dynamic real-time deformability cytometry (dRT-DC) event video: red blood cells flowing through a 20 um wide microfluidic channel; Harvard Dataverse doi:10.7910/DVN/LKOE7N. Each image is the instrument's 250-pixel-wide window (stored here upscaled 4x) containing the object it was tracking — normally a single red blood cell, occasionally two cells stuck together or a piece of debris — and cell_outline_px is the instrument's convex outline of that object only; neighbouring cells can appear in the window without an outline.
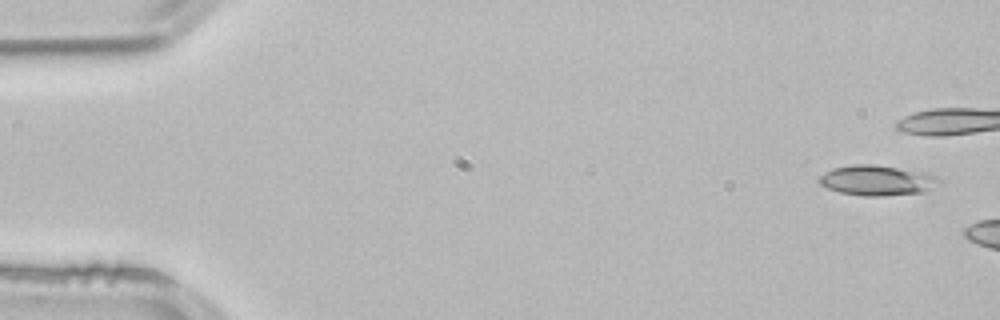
{"species": "common noctule bat (a hibernating species)", "species_latin": "Nyctalus noctula", "temperature_condition": "room temperature", "stored_images_in_passage": 5, "segment_of_instrument_passage": [2, 2], "camera_frame_rate_fps": 3000, "um_per_image_px": 0.085, "animal": {"sex": "male", "body_mass_g": 21.5, "forearm_length_mm": 52.0}, "frame": {"image": 1, "passage_image": 5, "time_ms": 1.333, "image_size_px": [1000, 320], "cell_outline_px": [[944, 184], [924, 192], [880, 196], [864, 196], [840, 192], [828, 188], [820, 184], [820, 176], [824, 172], [832, 168], [856, 164], [872, 164], [920, 172], [936, 176]], "centroid_in_image_um": [74.58, 15.34], "position_along_channel_um": 10.4, "area_um2": 20.98}}